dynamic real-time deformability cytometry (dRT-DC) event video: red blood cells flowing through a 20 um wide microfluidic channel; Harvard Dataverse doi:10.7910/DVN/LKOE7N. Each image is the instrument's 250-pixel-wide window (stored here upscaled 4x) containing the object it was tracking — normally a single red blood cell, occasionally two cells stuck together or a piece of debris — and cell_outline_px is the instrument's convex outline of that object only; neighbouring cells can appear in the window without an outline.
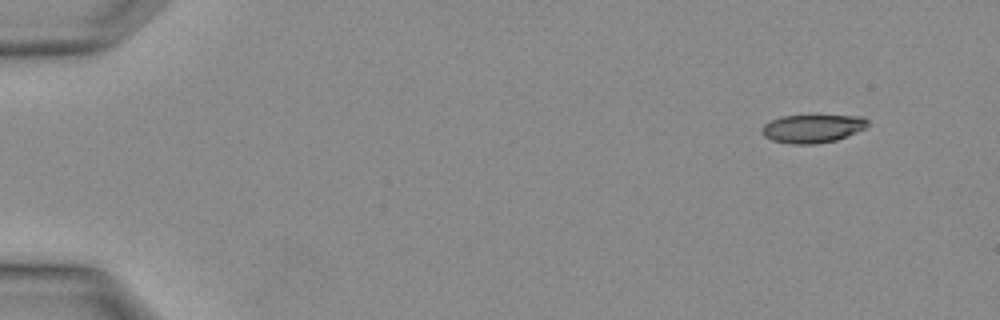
{"species": "Egyptian fruit bat (a non-hibernating species)", "species_latin": "Rousettus aegyptiacus", "temperature_condition": "warm", "stored_images_in_passage": 5, "segment_of_instrument_passage": [2, 2], "camera_frame_rate_fps": 3000, "um_per_image_px": 0.085, "animal": {"sex": "female"}, "frame": {"image": 1, "passage_image": 5, "time_ms": 1.333, "image_size_px": [1000, 320], "cell_outline_px": [[868, 124], [864, 128], [856, 132], [836, 140], [816, 144], [788, 144], [772, 140], [764, 136], [760, 132], [760, 128], [764, 124], [780, 116], [864, 116], [868, 120]], "centroid_in_image_um": [69.02, 10.93], "position_along_channel_um": 16.0, "area_um2": 17.4}}